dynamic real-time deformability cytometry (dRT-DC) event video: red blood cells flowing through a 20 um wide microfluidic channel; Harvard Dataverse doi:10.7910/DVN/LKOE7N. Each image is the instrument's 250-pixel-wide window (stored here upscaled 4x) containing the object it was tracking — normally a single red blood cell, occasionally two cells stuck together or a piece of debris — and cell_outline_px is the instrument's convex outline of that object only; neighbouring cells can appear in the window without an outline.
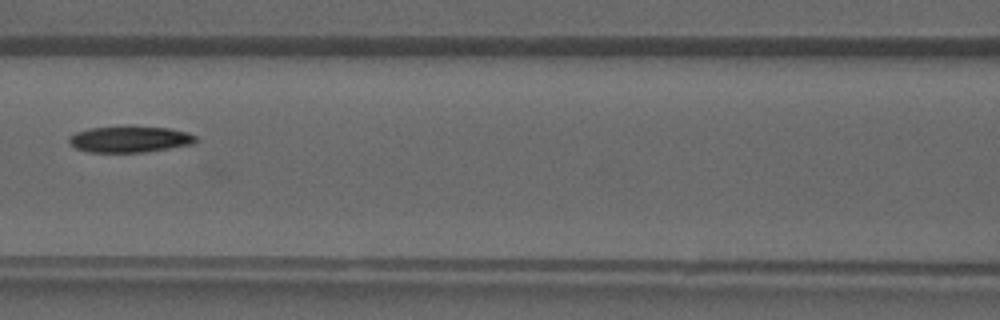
{"species": "common noctule bat (a hibernating species)", "species_latin": "Nyctalus noctula", "temperature_condition": "warm", "stored_images_in_passage": 42, "camera_frame_rate_fps": 3000, "um_per_image_px": 0.085, "animal": {"sex": "male", "forearm_length_mm": 52.5}, "frame": {"image": 1, "passage_image": 21, "time_ms": 6.667, "image_size_px": [1000, 320], "cell_outline_px": [[196, 140], [192, 144], [144, 152], [88, 152], [76, 148], [68, 140], [68, 136], [76, 132], [88, 128], [128, 124], [132, 124], [168, 128], [188, 132], [196, 136]], "centroid_in_image_um": [11.0, 11.79], "position_along_channel_um": 155.6, "area_um2": 19.94}}
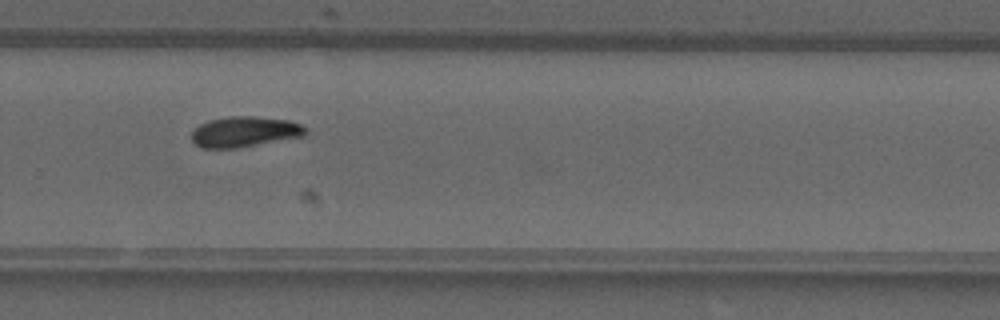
{"frame": {"image": 2, "passage_image": 30, "time_ms": 9.667, "image_size_px": [1000, 320], "cell_outline_px": [[308, 132], [304, 136], [240, 148], [200, 148], [192, 140], [192, 128], [208, 120], [228, 116], [252, 116], [288, 120], [300, 124], [308, 128]], "centroid_in_image_um": [20.79, 11.2], "position_along_channel_um": 309.0, "area_um2": 20.58}}
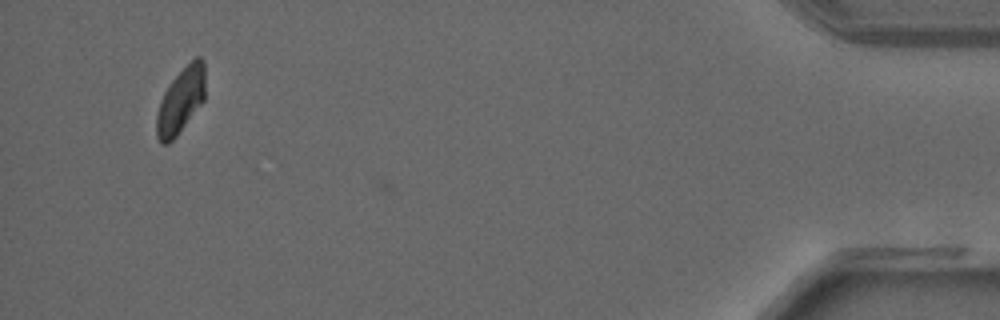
{"frame": {"image": 3, "passage_image": 41, "time_ms": 13.333, "image_size_px": [1000, 320], "cell_outline_px": [[204, 100], [176, 136], [168, 144], [160, 144], [156, 136], [156, 116], [160, 100], [164, 92], [172, 80], [196, 56], [200, 56], [204, 64]], "centroid_in_image_um": [15.33, 8.58], "position_along_channel_um": 419.9, "area_um2": 18.32}}